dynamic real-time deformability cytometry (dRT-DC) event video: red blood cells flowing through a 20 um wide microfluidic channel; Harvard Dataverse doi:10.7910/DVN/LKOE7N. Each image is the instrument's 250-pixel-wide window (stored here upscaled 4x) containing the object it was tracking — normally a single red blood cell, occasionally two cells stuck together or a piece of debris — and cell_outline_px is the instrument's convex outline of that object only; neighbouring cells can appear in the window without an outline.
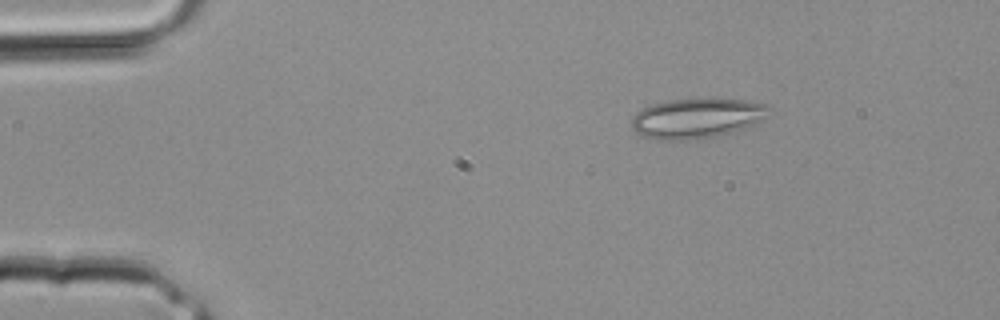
{"species": "common noctule bat (a hibernating species)", "species_latin": "Nyctalus noctula", "temperature_condition": "room temperature", "stored_images_in_passage": 2, "camera_frame_rate_fps": 3000, "um_per_image_px": 0.085, "animal": {"sex": "male", "body_mass_g": 20.4}, "frame": {"image": 1, "passage_image": 1, "time_ms": 0.0, "image_size_px": [1000, 320], "cell_outline_px": [[772, 108], [768, 116], [744, 128], [732, 132], [700, 140], [656, 140], [644, 136], [636, 132], [632, 128], [632, 116], [636, 112], [652, 104], [672, 100], [744, 100], [768, 104]], "centroid_in_image_um": [59.23, 10.08], "position_along_channel_um": 25.8, "area_um2": 31.79}}